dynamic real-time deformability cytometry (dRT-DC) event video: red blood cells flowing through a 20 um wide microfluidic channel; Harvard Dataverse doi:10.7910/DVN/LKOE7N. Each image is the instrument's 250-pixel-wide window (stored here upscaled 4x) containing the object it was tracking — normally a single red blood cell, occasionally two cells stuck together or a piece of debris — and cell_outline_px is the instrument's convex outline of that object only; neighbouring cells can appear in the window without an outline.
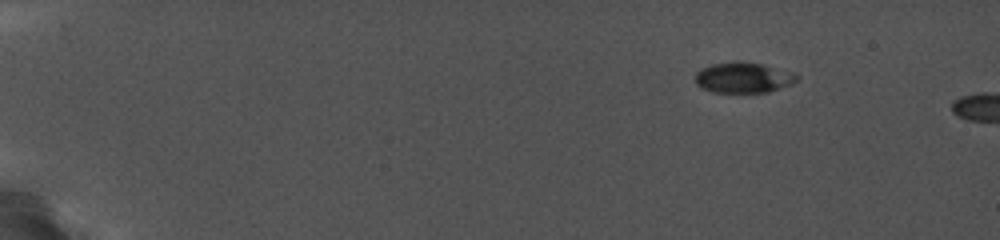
{"species": "common noctule bat (a hibernating species)", "species_latin": "Nyctalus noctula", "temperature_condition": "cold", "stored_images_in_passage": 5, "camera_frame_rate_fps": 5000, "um_per_image_px": 0.085, "animal": {"sex": "female", "body_mass_g": 19.0, "forearm_length_mm": 56.7}, "frame": {"image": 1, "passage_image": 1, "time_ms": 0.0, "image_size_px": [1000, 240], "cell_outline_px": [[800, 76], [792, 84], [768, 92], [712, 92], [700, 88], [696, 84], [696, 72], [700, 68], [712, 64], [736, 60], [740, 60], [764, 64], [792, 72]], "centroid_in_image_um": [63.16, 6.58], "position_along_channel_um": 21.8, "area_um2": 18.38}}